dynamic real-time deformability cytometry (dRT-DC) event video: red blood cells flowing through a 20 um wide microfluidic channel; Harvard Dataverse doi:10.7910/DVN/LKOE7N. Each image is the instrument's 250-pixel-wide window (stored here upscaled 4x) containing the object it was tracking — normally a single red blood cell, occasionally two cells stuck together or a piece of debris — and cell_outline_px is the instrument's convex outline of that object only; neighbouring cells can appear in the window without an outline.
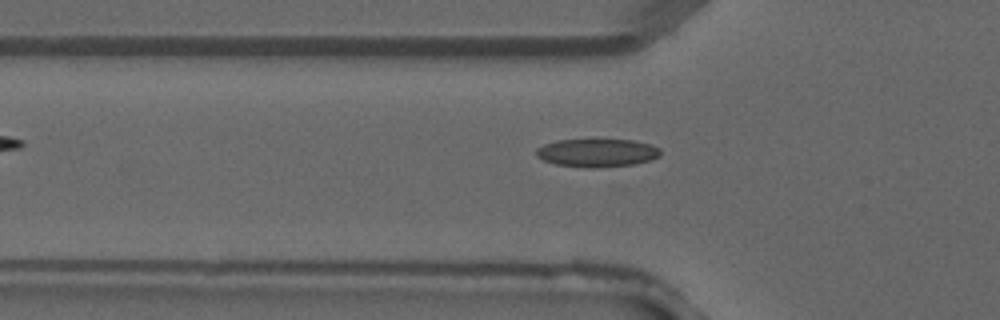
{"species": "common noctule bat (a hibernating species)", "species_latin": "Nyctalus noctula", "temperature_condition": "warm", "stored_images_in_passage": 4, "camera_frame_rate_fps": 3000, "um_per_image_px": 0.085, "animal": {"sex": "male", "forearm_length_mm": 52.5}, "frame": {"image": 1, "passage_image": 4, "time_ms": 1.0, "image_size_px": [1000, 320], "cell_outline_px": [[660, 156], [652, 160], [632, 164], [596, 168], [588, 168], [556, 164], [544, 160], [536, 156], [536, 148], [544, 144], [556, 140], [632, 140], [648, 144], [660, 148]], "centroid_in_image_um": [50.74, 12.99], "position_along_channel_um": 75.1, "area_um2": 20.29}}